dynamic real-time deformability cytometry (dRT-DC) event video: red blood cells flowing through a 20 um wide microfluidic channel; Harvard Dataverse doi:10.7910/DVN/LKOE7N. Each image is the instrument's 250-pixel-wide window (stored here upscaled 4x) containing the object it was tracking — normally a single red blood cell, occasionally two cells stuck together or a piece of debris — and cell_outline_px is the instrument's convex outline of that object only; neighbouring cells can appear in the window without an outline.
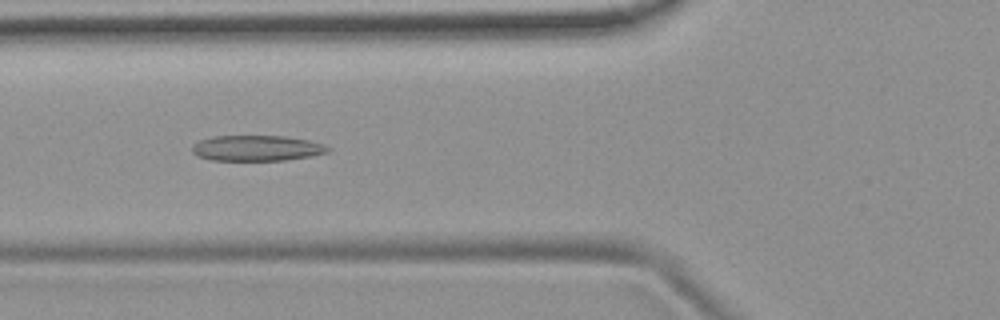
{"species": "common noctule bat (a hibernating species)", "species_latin": "Nyctalus noctula", "temperature_condition": "room temperature", "stored_images_in_passage": 49, "camera_frame_rate_fps": 3000, "um_per_image_px": 0.085, "animal": {"sex": "female", "body_mass_g": 19.9}, "frame": {"image": 1, "passage_image": 16, "time_ms": 5.0, "image_size_px": [1000, 320], "cell_outline_px": [[332, 148], [328, 152], [312, 156], [284, 160], [212, 160], [196, 156], [192, 152], [192, 144], [200, 140], [212, 136], [284, 136], [308, 140], [324, 144]], "centroid_in_image_um": [21.82, 12.59], "position_along_channel_um": 104.0, "area_um2": 20.35}}
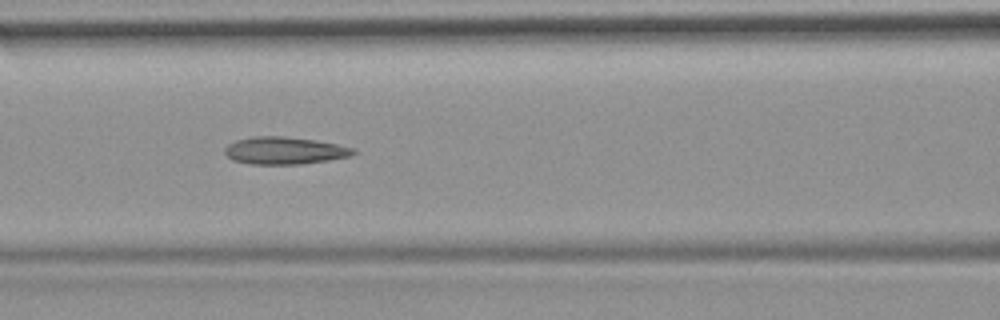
{"frame": {"image": 2, "passage_image": 19, "time_ms": 6.0, "image_size_px": [1000, 320], "cell_outline_px": [[356, 152], [352, 156], [328, 160], [300, 164], [252, 164], [232, 160], [224, 152], [224, 148], [228, 144], [236, 140], [252, 136], [284, 136], [316, 140], [356, 148]], "centroid_in_image_um": [24.19, 12.79], "position_along_channel_um": 142.4, "area_um2": 20.58}}
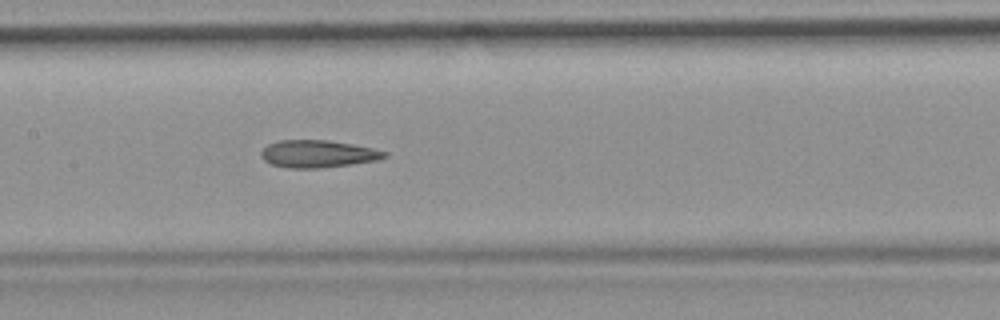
{"frame": {"image": 3, "passage_image": 22, "time_ms": 7.0, "image_size_px": [1000, 320], "cell_outline_px": [[388, 156], [376, 160], [320, 168], [288, 168], [272, 164], [264, 160], [260, 156], [260, 152], [268, 144], [280, 140], [328, 140], [352, 144], [372, 148], [388, 152]], "centroid_in_image_um": [26.99, 13.07], "position_along_channel_um": 180.4, "area_um2": 19.54}, "authors_computed_cell_mechanics": {"area_um2": 20.4034, "velocity_mm_per_s": 3.8092, "shape_relaxation_time_tau1_ms": null, "shape_relaxation_time_tau2_ms": 2.7973, "deformation_change_tau1": null, "deformation_change_tau2": 0.1224}}